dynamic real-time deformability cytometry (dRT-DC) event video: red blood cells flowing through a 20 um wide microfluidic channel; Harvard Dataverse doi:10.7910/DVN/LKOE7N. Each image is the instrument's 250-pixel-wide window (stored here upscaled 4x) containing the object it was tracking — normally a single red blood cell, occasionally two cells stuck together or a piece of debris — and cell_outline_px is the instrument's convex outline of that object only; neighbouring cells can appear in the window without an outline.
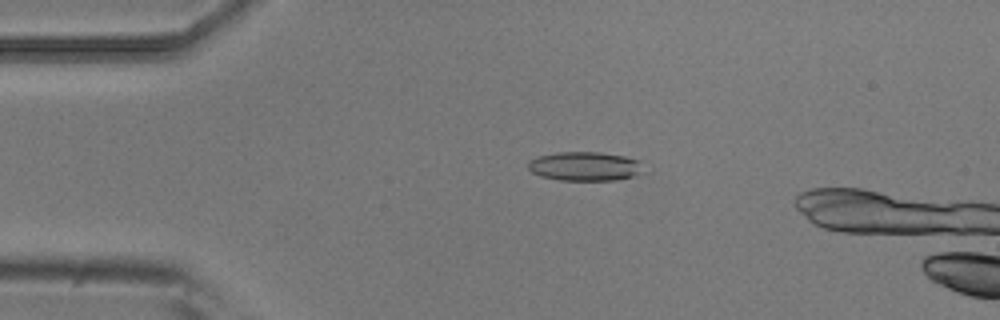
{"species": "common noctule bat (a hibernating species)", "species_latin": "Nyctalus noctula", "temperature_condition": "room temperature", "stored_images_in_passage": 5, "camera_frame_rate_fps": 3000, "um_per_image_px": 0.085, "animal": {"sex": "male", "body_mass_g": 20.5, "forearm_length_mm": 52.5}, "frame": {"image": 1, "passage_image": 3, "time_ms": 0.667, "image_size_px": [1000, 320], "cell_outline_px": [[644, 172], [632, 176], [616, 180], [560, 180], [540, 176], [532, 172], [528, 168], [528, 160], [540, 156], [560, 152], [600, 152], [624, 156], [640, 160]], "centroid_in_image_um": [49.73, 14.13], "position_along_channel_um": 35.3, "area_um2": 19.54}}